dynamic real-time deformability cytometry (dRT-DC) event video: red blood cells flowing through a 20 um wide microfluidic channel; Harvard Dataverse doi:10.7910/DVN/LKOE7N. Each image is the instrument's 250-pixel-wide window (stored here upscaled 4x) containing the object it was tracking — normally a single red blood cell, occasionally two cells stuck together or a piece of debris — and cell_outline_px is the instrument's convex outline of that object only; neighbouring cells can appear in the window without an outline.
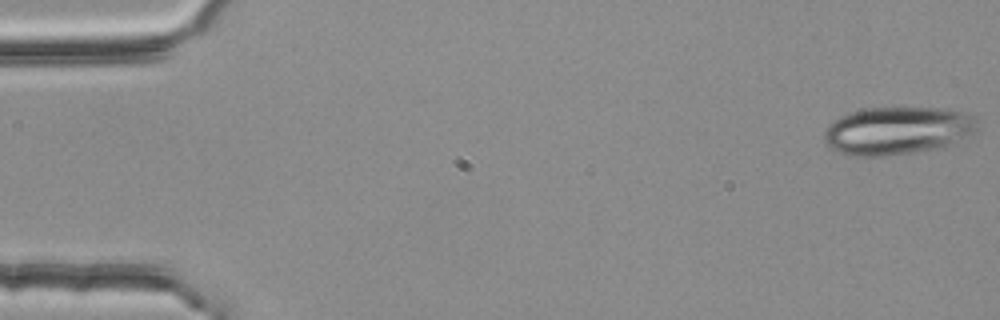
{"species": "common noctule bat (a hibernating species)", "species_latin": "Nyctalus noctula", "temperature_condition": "room temperature", "stored_images_in_passage": 3, "camera_frame_rate_fps": 3000, "um_per_image_px": 0.085, "animal": {"sex": "female", "body_mass_g": 25.1}, "frame": {"image": 1, "passage_image": 1, "time_ms": 0.0, "image_size_px": [1000, 320], "cell_outline_px": [[980, 128], [976, 132], [948, 148], [884, 156], [852, 156], [840, 152], [824, 144], [824, 132], [828, 124], [840, 116], [864, 108], [944, 108], [968, 112], [976, 120]], "centroid_in_image_um": [76.35, 11.11], "position_along_channel_um": 8.6, "area_um2": 43.58}}